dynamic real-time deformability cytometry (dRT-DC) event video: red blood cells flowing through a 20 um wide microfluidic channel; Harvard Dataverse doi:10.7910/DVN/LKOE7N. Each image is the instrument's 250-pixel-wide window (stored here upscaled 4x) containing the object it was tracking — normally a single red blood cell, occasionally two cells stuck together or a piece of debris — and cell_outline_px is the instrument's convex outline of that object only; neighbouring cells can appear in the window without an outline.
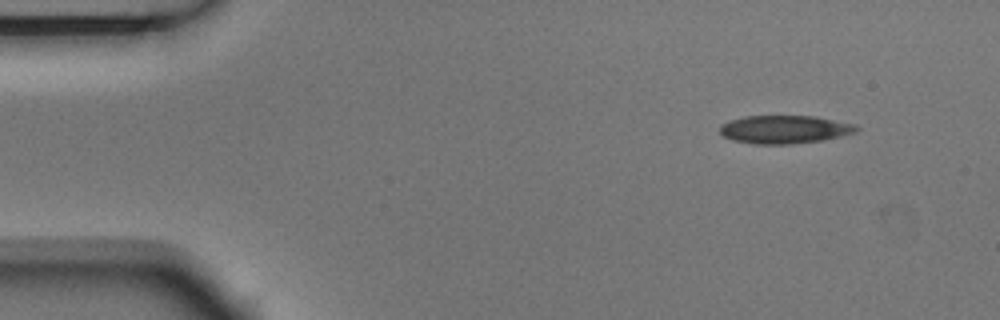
{"species": "Egyptian fruit bat (a non-hibernating species)", "species_latin": "Rousettus aegyptiacus", "temperature_condition": "room temperature", "stored_images_in_passage": 10, "camera_frame_rate_fps": 3000, "um_per_image_px": 0.085, "animal": {"sex": "male"}, "frame": {"image": 1, "passage_image": 1, "time_ms": 0.0, "image_size_px": [1000, 320], "cell_outline_px": [[860, 128], [856, 132], [824, 140], [792, 144], [756, 144], [732, 140], [724, 136], [720, 132], [720, 124], [744, 116], [816, 116], [856, 124]], "centroid_in_image_um": [66.72, 11.0], "position_along_channel_um": 18.3, "area_um2": 22.48}}
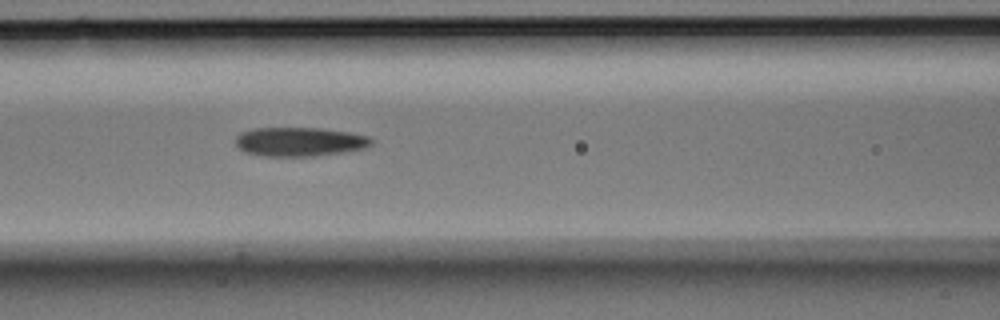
{"frame": {"image": 2, "passage_image": 6, "time_ms": 1.667, "image_size_px": [1000, 320], "cell_outline_px": [[376, 140], [372, 144], [364, 148], [340, 152], [312, 156], [264, 156], [244, 152], [236, 144], [236, 136], [240, 132], [252, 128], [320, 128], [348, 132], [368, 136]], "centroid_in_image_um": [25.45, 12.04], "position_along_channel_um": 141.1, "area_um2": 22.95}}
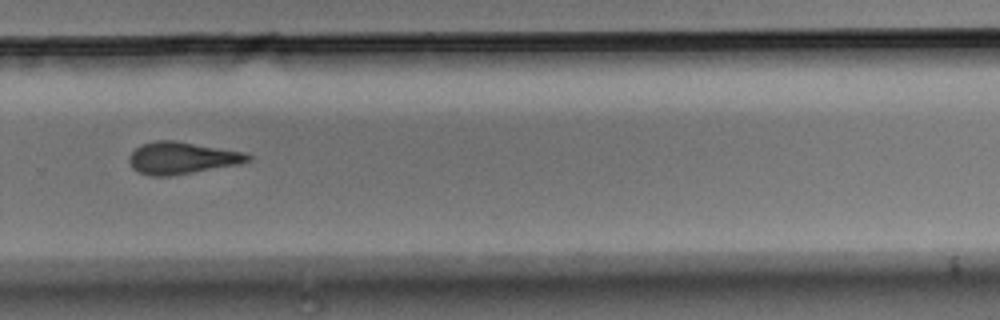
{"frame": {"image": 3, "passage_image": 10, "time_ms": 3.0, "image_size_px": [1000, 320], "cell_outline_px": [[252, 160], [240, 164], [168, 176], [152, 176], [140, 172], [132, 168], [128, 160], [128, 156], [140, 144], [156, 140], [176, 140], [244, 152], [252, 156]], "centroid_in_image_um": [15.46, 13.41], "position_along_channel_um": 314.3, "area_um2": 22.2}}